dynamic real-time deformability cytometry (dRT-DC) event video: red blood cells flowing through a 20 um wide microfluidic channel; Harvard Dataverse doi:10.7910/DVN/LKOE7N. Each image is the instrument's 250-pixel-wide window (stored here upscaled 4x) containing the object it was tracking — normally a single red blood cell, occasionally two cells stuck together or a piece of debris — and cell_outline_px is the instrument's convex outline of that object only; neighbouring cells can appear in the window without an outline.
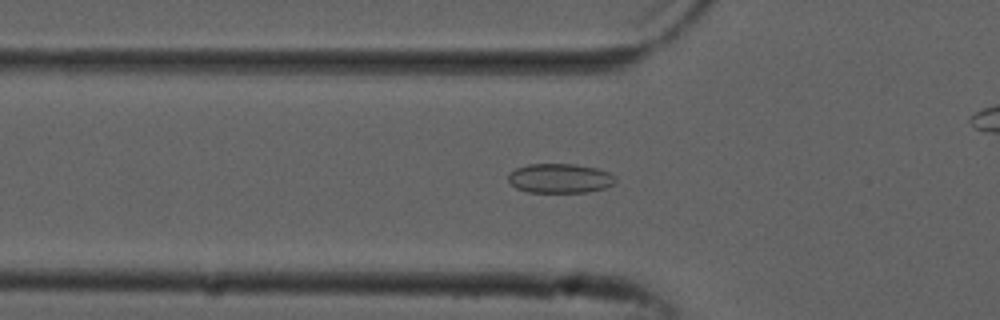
{"species": "common noctule bat (a hibernating species)", "species_latin": "Nyctalus noctula", "temperature_condition": "cold", "stored_images_in_passage": 44, "camera_frame_rate_fps": 3000, "um_per_image_px": 0.085, "animal": {"sex": "male", "forearm_length_mm": 52.5}, "frame": {"image": 1, "passage_image": 18, "time_ms": 5.667, "image_size_px": [1000, 320], "cell_outline_px": [[616, 184], [604, 188], [588, 192], [528, 192], [516, 188], [508, 180], [508, 176], [516, 168], [528, 164], [576, 164], [596, 168], [608, 172], [616, 176]], "centroid_in_image_um": [47.63, 15.16], "position_along_channel_um": 78.2, "area_um2": 18.44}}
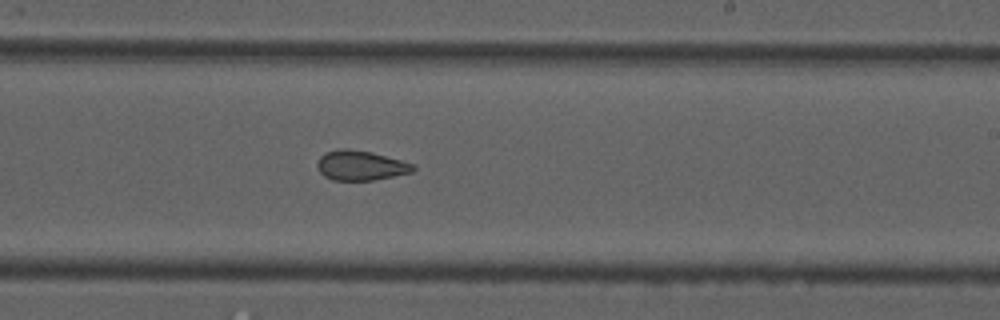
{"frame": {"image": 2, "passage_image": 32, "time_ms": 10.333, "image_size_px": [1000, 320], "cell_outline_px": [[416, 168], [412, 172], [372, 180], [332, 180], [324, 176], [316, 168], [316, 164], [320, 156], [324, 152], [340, 148], [348, 148], [372, 152], [416, 164]], "centroid_in_image_um": [30.63, 14.05], "position_along_channel_um": 258.4, "area_um2": 16.82}}
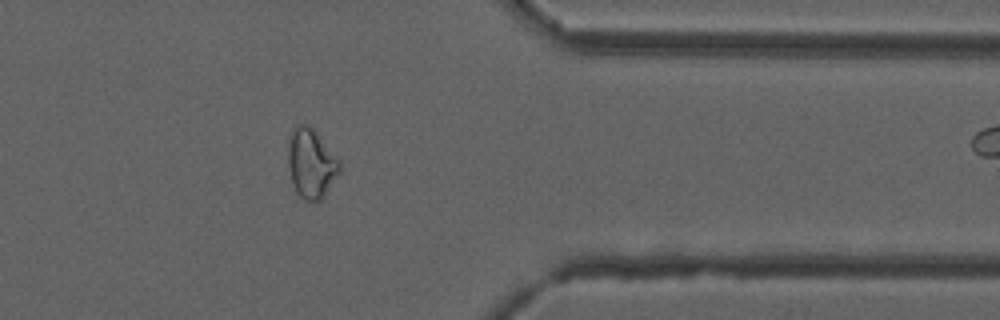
{"frame": {"image": 3, "passage_image": 43, "time_ms": 14.0, "image_size_px": [1000, 320], "cell_outline_px": [[340, 172], [324, 196], [320, 200], [304, 200], [296, 192], [288, 168], [288, 140], [292, 128], [296, 124], [304, 124], [312, 128], [340, 160]], "centroid_in_image_um": [26.43, 13.88], "position_along_channel_um": 385.0, "area_um2": 20.75}}